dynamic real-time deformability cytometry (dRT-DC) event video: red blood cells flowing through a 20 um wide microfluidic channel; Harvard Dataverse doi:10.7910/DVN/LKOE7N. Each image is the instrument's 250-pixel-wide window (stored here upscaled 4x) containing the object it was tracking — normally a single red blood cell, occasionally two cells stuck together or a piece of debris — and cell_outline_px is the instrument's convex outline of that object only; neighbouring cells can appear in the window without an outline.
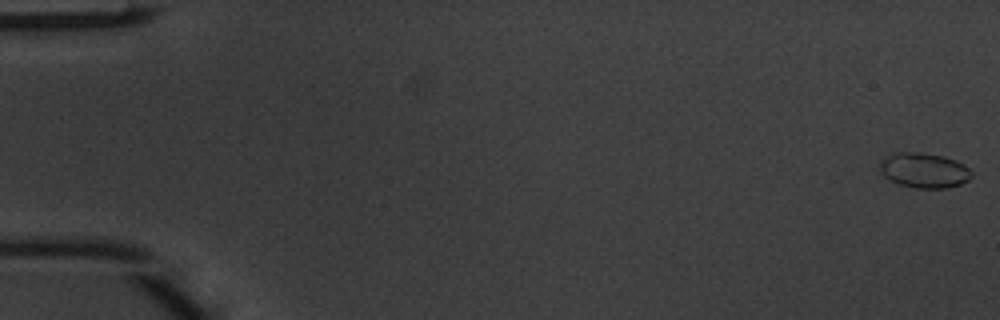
{"species": "common noctule bat (a hibernating species)", "species_latin": "Nyctalus noctula", "temperature_condition": "warm", "stored_images_in_passage": 51, "camera_frame_rate_fps": 3000, "um_per_image_px": 0.085, "animal": {"sex": "male", "body_mass_g": 20.1, "forearm_length_mm": 53.5}, "frame": {"image": 1, "passage_image": 1, "time_ms": 0.0, "image_size_px": [1000, 320], "cell_outline_px": [[972, 176], [968, 180], [960, 184], [948, 188], [916, 188], [900, 184], [888, 180], [880, 172], [880, 164], [888, 156], [896, 152], [920, 152], [944, 156], [968, 168], [972, 172]], "centroid_in_image_um": [78.53, 14.49], "position_along_channel_um": 6.5, "area_um2": 18.5}}
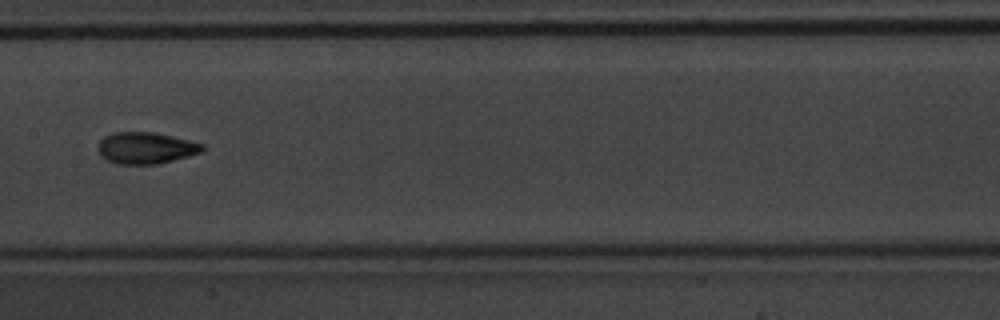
{"frame": {"image": 2, "passage_image": 26, "time_ms": 8.333, "image_size_px": [1000, 320], "cell_outline_px": [[204, 148], [200, 152], [188, 156], [156, 164], [116, 164], [100, 156], [96, 148], [100, 140], [104, 136], [112, 132], [152, 132], [172, 136], [204, 144]], "centroid_in_image_um": [12.33, 12.57], "position_along_channel_um": 195.1, "area_um2": 19.19}}
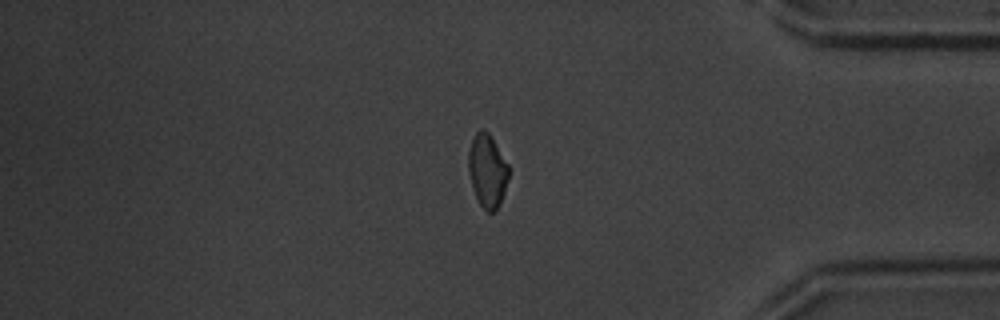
{"frame": {"image": 3, "passage_image": 42, "time_ms": 13.667, "image_size_px": [1000, 320], "cell_outline_px": [[508, 180], [504, 192], [496, 212], [488, 212], [480, 204], [472, 188], [468, 168], [468, 152], [472, 140], [476, 132], [480, 128], [484, 128], [488, 132], [508, 164]], "centroid_in_image_um": [41.41, 14.5], "position_along_channel_um": 393.8, "area_um2": 17.05}, "authors_computed_cell_mechanics": {"area_um2": 17.6868, "velocity_mm_per_s": 4.1738, "shape_relaxation_time_tau1_ms": 3.4849, "shape_relaxation_time_tau2_ms": 1.0848, "deformation_change_tau1": 0.1687, "deformation_change_tau2": 0.069}}